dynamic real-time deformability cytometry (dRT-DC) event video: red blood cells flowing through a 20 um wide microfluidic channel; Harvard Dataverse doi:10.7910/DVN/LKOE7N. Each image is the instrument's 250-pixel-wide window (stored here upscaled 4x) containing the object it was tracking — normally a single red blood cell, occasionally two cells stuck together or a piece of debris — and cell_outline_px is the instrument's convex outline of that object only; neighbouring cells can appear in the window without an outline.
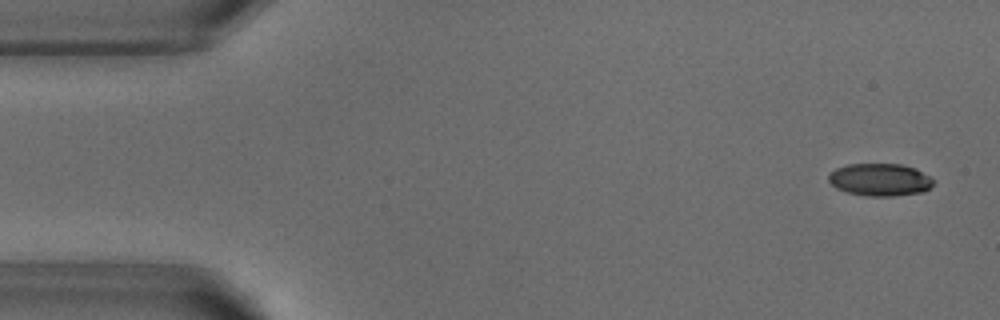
{"species": "common noctule bat (a hibernating species)", "species_latin": "Nyctalus noctula", "temperature_condition": "warm", "stored_images_in_passage": 52, "camera_frame_rate_fps": 3000, "um_per_image_px": 0.085, "animal": {"sex": "male", "body_mass_g": 18.8}, "frame": {"image": 1, "passage_image": 2, "time_ms": 0.333, "image_size_px": [1000, 320], "cell_outline_px": [[932, 184], [924, 192], [892, 196], [868, 196], [848, 192], [836, 188], [828, 180], [828, 176], [836, 168], [848, 164], [900, 164], [916, 168], [928, 176], [932, 180]], "centroid_in_image_um": [74.78, 15.27], "position_along_channel_um": 10.2, "area_um2": 19.65}}
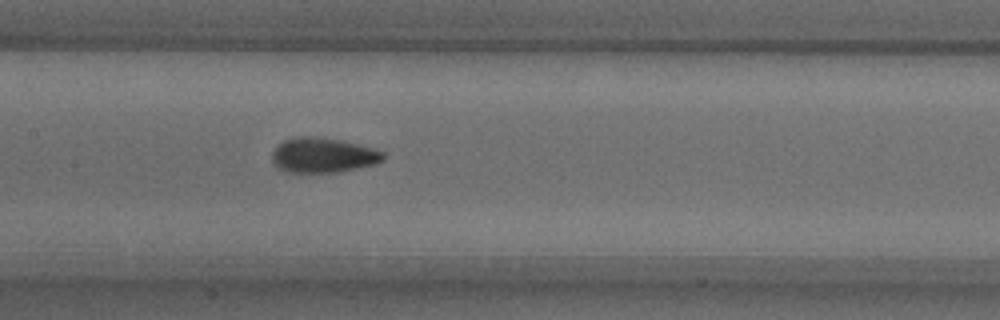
{"frame": {"image": 2, "passage_image": 24, "time_ms": 7.667, "image_size_px": [1000, 320], "cell_outline_px": [[384, 160], [376, 164], [340, 172], [284, 172], [272, 160], [272, 152], [284, 140], [296, 136], [308, 136], [340, 140], [376, 148], [384, 152]], "centroid_in_image_um": [27.5, 13.2], "position_along_channel_um": 179.9, "area_um2": 22.6}}
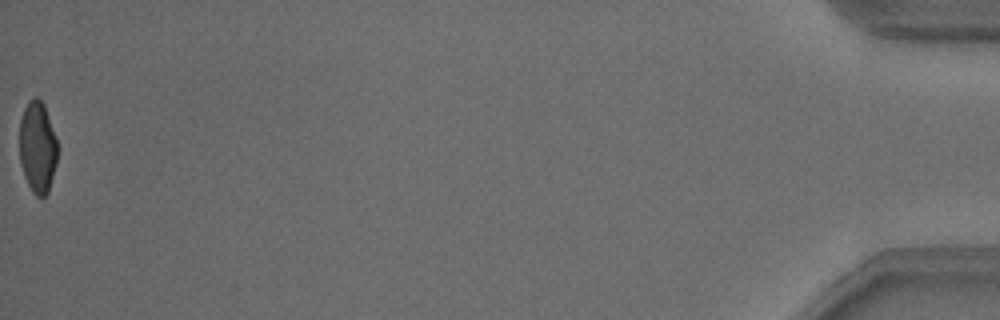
{"frame": {"image": 3, "passage_image": 52, "time_ms": 17.0, "image_size_px": [1000, 320], "cell_outline_px": [[56, 164], [48, 192], [44, 196], [36, 196], [32, 192], [24, 176], [20, 164], [20, 120], [24, 108], [28, 100], [32, 96], [36, 96], [44, 104], [56, 136]], "centroid_in_image_um": [3.18, 12.48], "position_along_channel_um": 432.0, "area_um2": 20.29}, "authors_computed_cell_mechanics": {"area_um2": 21.6172, "velocity_mm_per_s": 3.8304, "shape_relaxation_time_tau1_ms": 5.2281, "shape_relaxation_time_tau2_ms": 1.145, "deformation_change_tau1": 0.191, "deformation_change_tau2": 0.064}}